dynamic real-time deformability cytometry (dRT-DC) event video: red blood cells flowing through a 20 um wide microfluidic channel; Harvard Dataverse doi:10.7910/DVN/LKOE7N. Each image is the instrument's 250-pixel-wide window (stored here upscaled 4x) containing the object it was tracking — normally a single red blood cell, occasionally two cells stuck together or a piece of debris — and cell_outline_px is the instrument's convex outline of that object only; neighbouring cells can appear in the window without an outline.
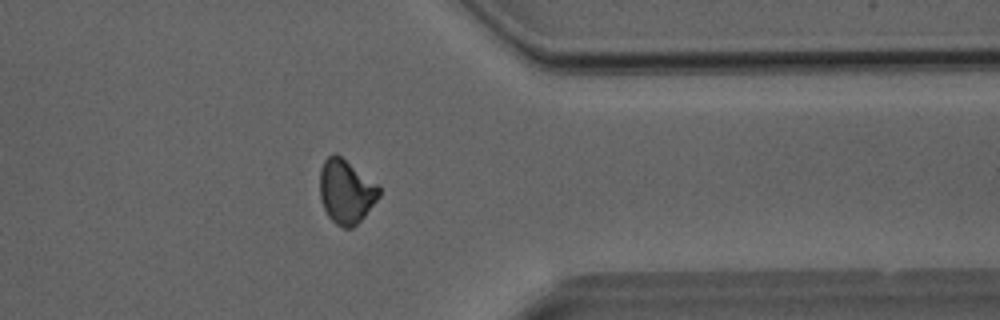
{"species": "Egyptian fruit bat (a non-hibernating species)", "species_latin": "Rousettus aegyptiacus", "temperature_condition": "room temperature", "stored_images_in_passage": 26, "camera_frame_rate_fps": 3000, "um_per_image_px": 0.085, "animal": {"sex": "male"}, "frame": {"image": 1, "passage_image": 19, "time_ms": 6.0, "image_size_px": [1000, 320], "cell_outline_px": [[380, 196], [364, 216], [352, 228], [344, 228], [336, 224], [328, 216], [320, 200], [320, 168], [324, 160], [332, 152], [336, 152], [380, 184]], "centroid_in_image_um": [29.42, 16.23], "position_along_channel_um": 382.0, "area_um2": 22.48}}
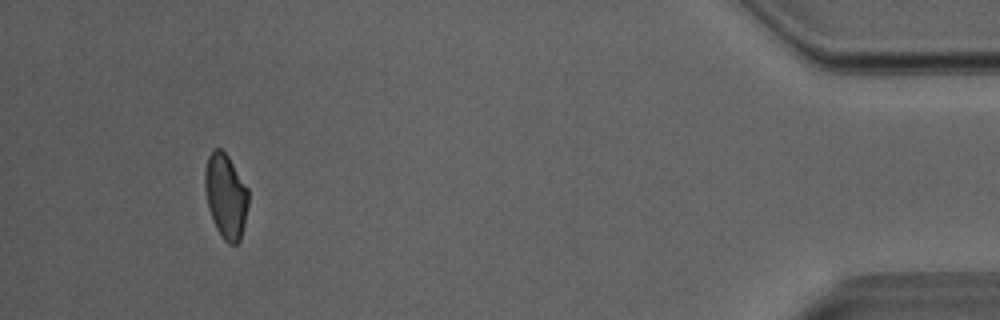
{"frame": {"image": 2, "passage_image": 24, "time_ms": 7.667, "image_size_px": [1000, 320], "cell_outline_px": [[248, 204], [244, 224], [240, 240], [236, 244], [228, 244], [220, 236], [212, 220], [208, 208], [204, 188], [204, 172], [208, 156], [212, 148], [220, 148], [228, 156], [248, 188]], "centroid_in_image_um": [19.17, 16.66], "position_along_channel_um": 416.0, "area_um2": 21.62}}